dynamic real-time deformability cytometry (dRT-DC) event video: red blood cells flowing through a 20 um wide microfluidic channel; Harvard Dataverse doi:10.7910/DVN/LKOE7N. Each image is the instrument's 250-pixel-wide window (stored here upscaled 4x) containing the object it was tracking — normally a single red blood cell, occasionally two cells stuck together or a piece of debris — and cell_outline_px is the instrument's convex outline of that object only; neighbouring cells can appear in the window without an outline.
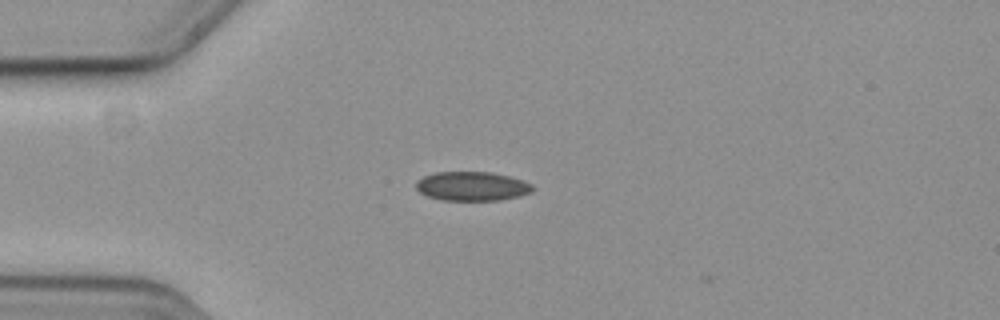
{"species": "common noctule bat (a hibernating species)", "species_latin": "Nyctalus noctula", "temperature_condition": "cold", "stored_images_in_passage": 44, "camera_frame_rate_fps": 3000, "um_per_image_px": 0.085, "animal": {"sex": "female", "body_mass_g": 19.3, "forearm_length_mm": 54.1}, "frame": {"image": 1, "passage_image": 2, "time_ms": 0.333, "image_size_px": [1000, 320], "cell_outline_px": [[532, 192], [520, 196], [500, 200], [440, 200], [428, 196], [420, 192], [416, 188], [416, 180], [424, 176], [436, 172], [492, 172], [524, 180], [532, 184]], "centroid_in_image_um": [40.12, 15.83], "position_along_channel_um": 44.9, "area_um2": 19.83}}
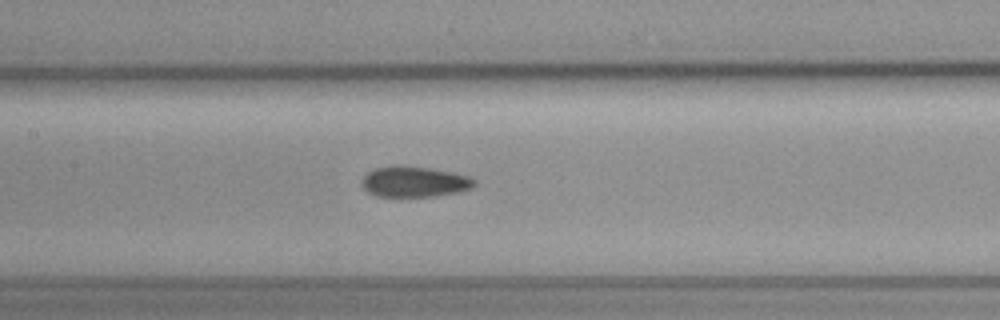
{"frame": {"image": 2, "passage_image": 14, "time_ms": 4.333, "image_size_px": [1000, 320], "cell_outline_px": [[476, 184], [460, 192], [436, 196], [376, 196], [368, 192], [360, 184], [364, 176], [368, 172], [376, 168], [396, 164], [428, 168], [452, 172], [468, 176], [476, 180]], "centroid_in_image_um": [35.2, 15.44], "position_along_channel_um": 172.2, "area_um2": 20.11}}
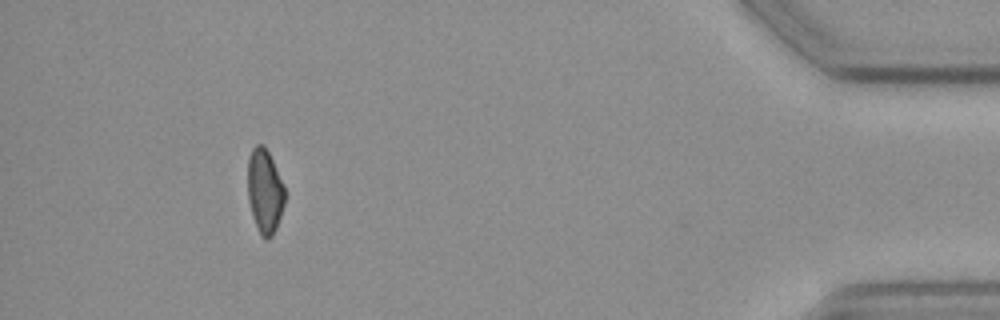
{"frame": {"image": 3, "passage_image": 39, "time_ms": 12.667, "image_size_px": [1000, 320], "cell_outline_px": [[284, 204], [276, 228], [272, 236], [268, 240], [264, 240], [260, 236], [252, 216], [248, 200], [248, 156], [252, 148], [256, 144], [264, 144], [284, 184]], "centroid_in_image_um": [22.49, 16.26], "position_along_channel_um": 412.7, "area_um2": 18.32}, "authors_computed_cell_mechanics": {"area_um2": 19.6231, "velocity_mm_per_s": 3.6779, "shape_relaxation_time_tau1_ms": null, "shape_relaxation_time_tau2_ms": 5.6546, "deformation_change_tau1": null, "deformation_change_tau2": 0.1138}}